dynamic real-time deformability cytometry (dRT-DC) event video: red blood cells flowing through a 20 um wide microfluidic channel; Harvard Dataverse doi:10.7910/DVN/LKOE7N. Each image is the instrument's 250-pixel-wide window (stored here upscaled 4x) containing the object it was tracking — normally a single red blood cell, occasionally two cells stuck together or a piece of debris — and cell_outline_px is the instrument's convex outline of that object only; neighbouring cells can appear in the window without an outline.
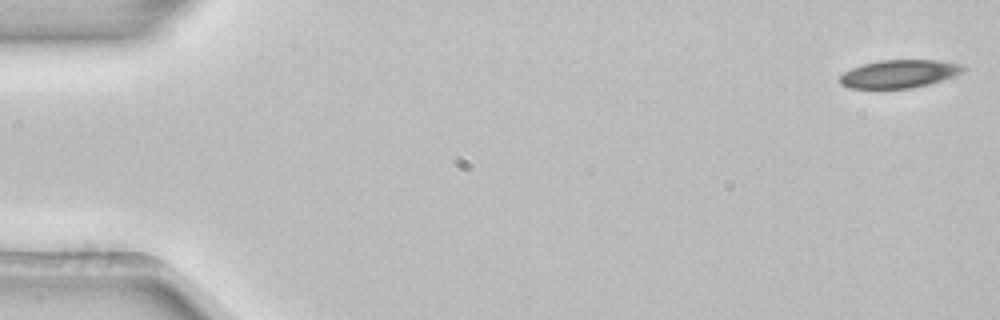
{"species": "common noctule bat (a hibernating species)", "species_latin": "Nyctalus noctula", "temperature_condition": "room temperature", "stored_images_in_passage": 52, "camera_frame_rate_fps": 3000, "um_per_image_px": 0.085, "animal": {"sex": "female", "body_mass_g": 22.7, "forearm_length_mm": 54.2}, "frame": {"image": 1, "passage_image": 1, "time_ms": 0.0, "image_size_px": [1000, 320], "cell_outline_px": [[968, 68], [952, 76], [928, 84], [912, 88], [848, 88], [840, 84], [840, 76], [844, 72], [852, 68], [864, 64], [880, 60], [936, 60], [964, 64]], "centroid_in_image_um": [76.43, 6.27], "position_along_channel_um": 8.6, "area_um2": 20.0}}
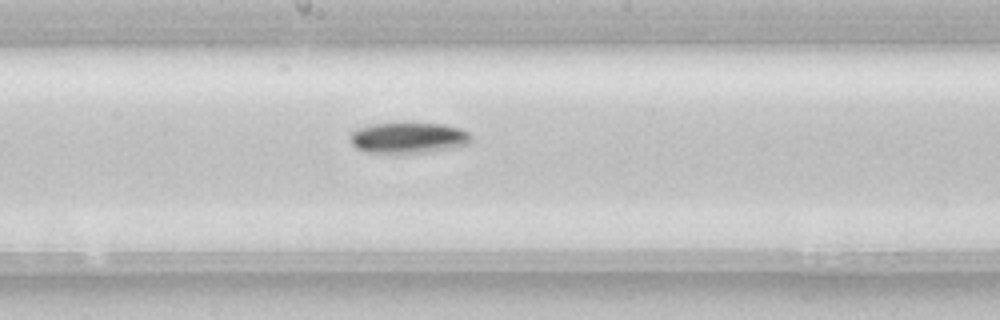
{"frame": {"image": 2, "passage_image": 28, "time_ms": 9.0, "image_size_px": [1000, 320], "cell_outline_px": [[472, 140], [468, 144], [452, 148], [432, 152], [368, 152], [356, 148], [352, 144], [352, 132], [360, 128], [372, 124], [444, 124], [460, 128], [468, 132], [472, 136]], "centroid_in_image_um": [34.79, 11.72], "position_along_channel_um": 213.4, "area_um2": 21.27}}
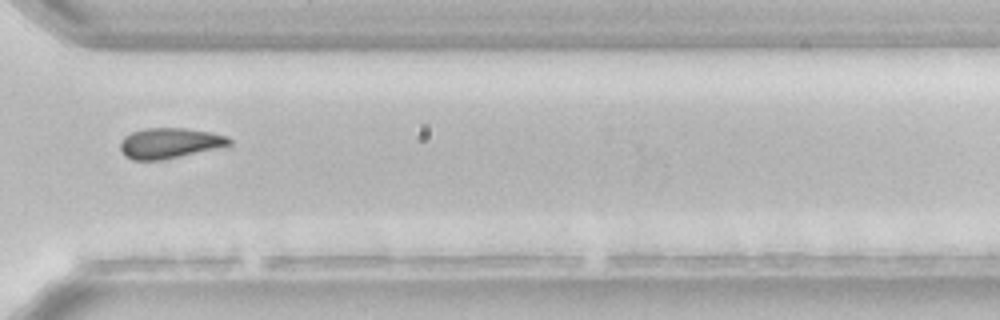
{"frame": {"image": 3, "passage_image": 39, "time_ms": 12.667, "image_size_px": [1000, 320], "cell_outline_px": [[232, 144], [164, 160], [132, 160], [124, 156], [120, 152], [120, 140], [124, 136], [132, 132], [144, 128], [184, 128], [212, 132], [228, 136], [232, 140]], "centroid_in_image_um": [14.37, 12.16], "position_along_channel_um": 356.2, "area_um2": 19.48}, "authors_computed_cell_mechanics": {"area_um2": 21.4727, "velocity_mm_per_s": 3.9028, "shape_relaxation_time_tau1_ms": 2.154, "shape_relaxation_time_tau2_ms": null, "deformation_change_tau1": 0.0663, "deformation_change_tau2": null}}